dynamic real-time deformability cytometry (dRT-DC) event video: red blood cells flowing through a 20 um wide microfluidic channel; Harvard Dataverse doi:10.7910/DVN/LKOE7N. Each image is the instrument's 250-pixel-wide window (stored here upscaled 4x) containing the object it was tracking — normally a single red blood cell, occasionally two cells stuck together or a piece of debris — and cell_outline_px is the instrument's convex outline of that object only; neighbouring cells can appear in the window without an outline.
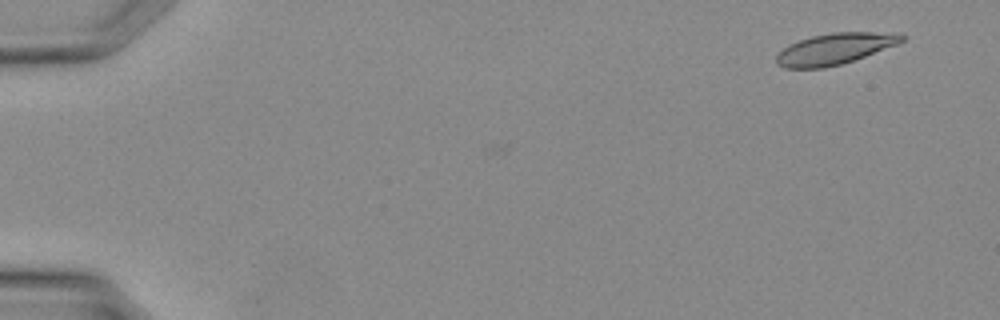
{"species": "Egyptian fruit bat (a non-hibernating species)", "species_latin": "Rousettus aegyptiacus", "temperature_condition": "warm", "stored_images_in_passage": 37, "camera_frame_rate_fps": 3000, "um_per_image_px": 0.085, "animal": {"sex": "female"}, "frame": {"image": 1, "passage_image": 3, "time_ms": 0.667, "image_size_px": [1000, 320], "cell_outline_px": [[908, 36], [904, 40], [896, 44], [864, 56], [840, 64], [824, 68], [784, 68], [776, 64], [776, 52], [788, 44], [812, 36], [832, 32], [896, 32]], "centroid_in_image_um": [70.92, 4.14], "position_along_channel_um": 14.1, "area_um2": 22.83}}
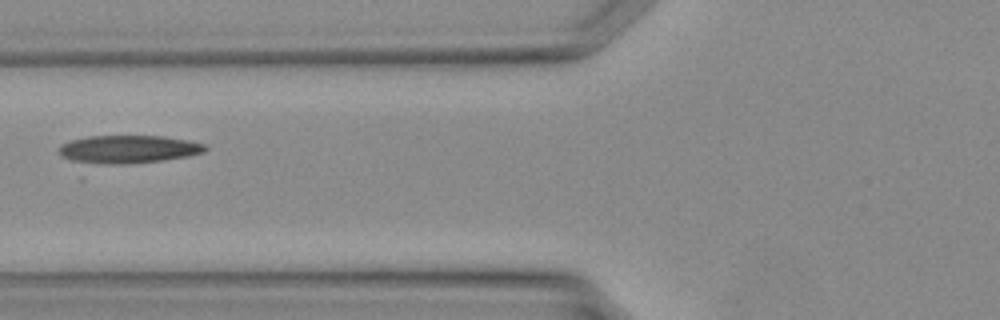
{"frame": {"image": 2, "passage_image": 16, "time_ms": 5.0, "image_size_px": [1000, 320], "cell_outline_px": [[208, 148], [204, 152], [188, 156], [164, 160], [132, 164], [80, 164], [60, 156], [60, 144], [72, 140], [88, 136], [164, 136], [188, 140], [204, 144]], "centroid_in_image_um": [10.87, 12.7], "position_along_channel_um": 114.9, "area_um2": 24.22}}
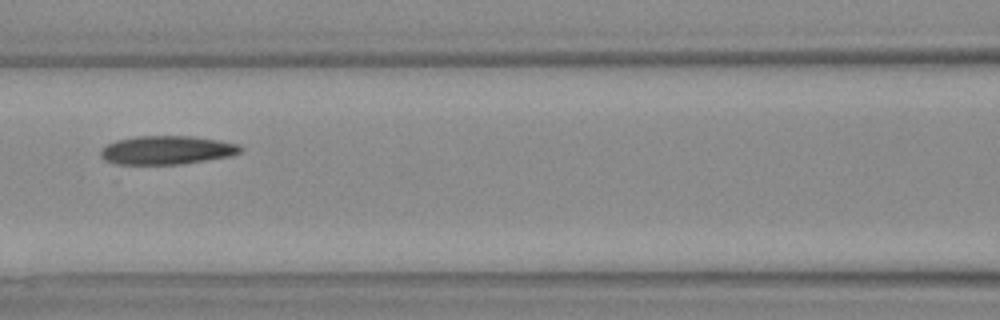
{"frame": {"image": 3, "passage_image": 18, "time_ms": 5.667, "image_size_px": [1000, 320], "cell_outline_px": [[240, 152], [228, 156], [184, 164], [124, 168], [104, 160], [100, 156], [100, 148], [116, 140], [136, 136], [192, 136], [240, 144]], "centroid_in_image_um": [14.02, 12.81], "position_along_channel_um": 152.6, "area_um2": 24.28}}